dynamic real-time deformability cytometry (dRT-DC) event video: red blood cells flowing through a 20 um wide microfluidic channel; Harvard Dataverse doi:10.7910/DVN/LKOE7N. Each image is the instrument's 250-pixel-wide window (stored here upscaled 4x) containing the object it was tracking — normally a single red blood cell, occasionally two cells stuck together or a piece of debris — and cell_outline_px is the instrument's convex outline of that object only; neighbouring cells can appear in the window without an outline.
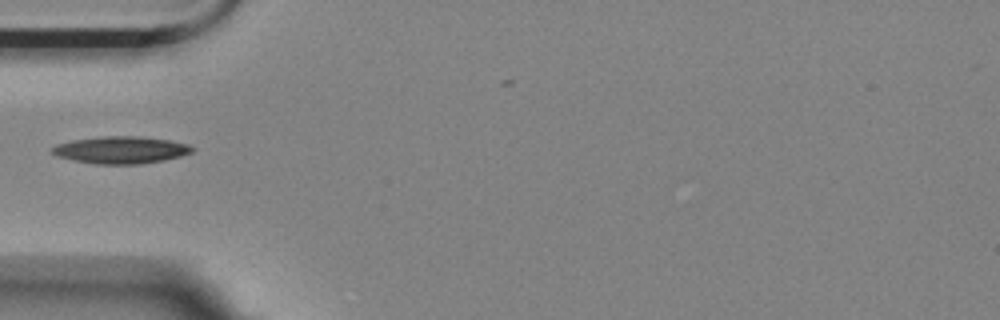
{"species": "Egyptian fruit bat (a non-hibernating species)", "species_latin": "Rousettus aegyptiacus", "temperature_condition": "room temperature", "stored_images_in_passage": 32, "camera_frame_rate_fps": 3000, "um_per_image_px": 0.085, "animal": {"sex": "female"}, "frame": {"image": 1, "passage_image": 1, "time_ms": 0.0, "image_size_px": [1000, 320], "cell_outline_px": [[196, 148], [192, 152], [180, 156], [164, 160], [140, 164], [96, 164], [72, 160], [56, 156], [52, 152], [52, 148], [56, 144], [72, 140], [100, 136], [136, 136], [168, 140], [188, 144]], "centroid_in_image_um": [10.26, 12.74], "position_along_channel_um": 74.7, "area_um2": 22.2}}
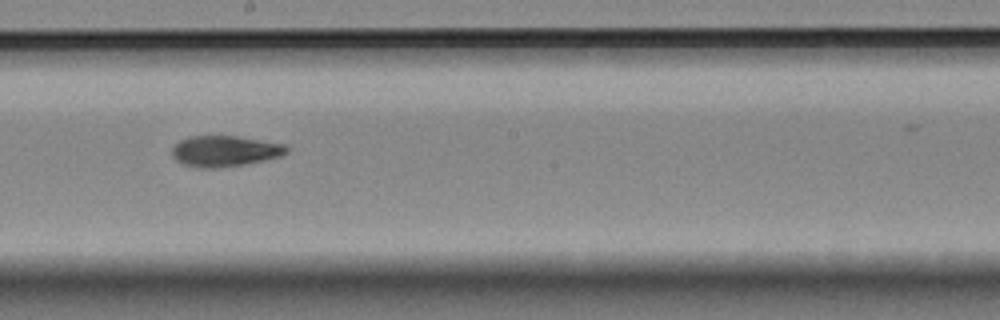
{"frame": {"image": 2, "passage_image": 14, "time_ms": 4.333, "image_size_px": [1000, 320], "cell_outline_px": [[288, 152], [280, 156], [264, 160], [244, 164], [216, 168], [200, 168], [184, 164], [176, 160], [172, 156], [172, 148], [180, 140], [188, 136], [236, 136], [284, 144], [288, 148]], "centroid_in_image_um": [19.09, 12.84], "position_along_channel_um": 229.1, "area_um2": 20.46}}
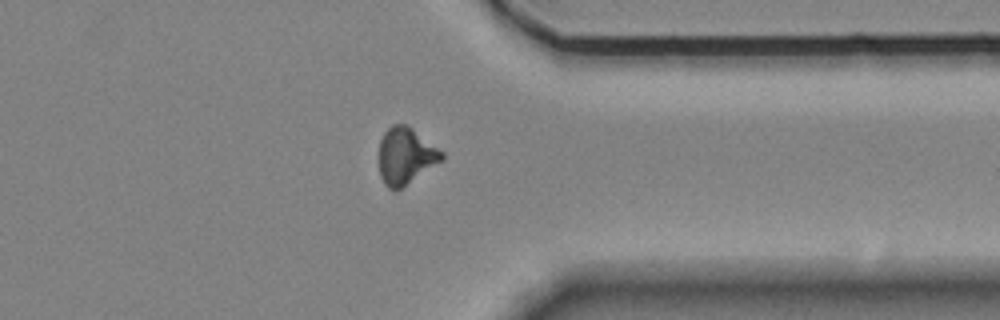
{"frame": {"image": 3, "passage_image": 27, "time_ms": 8.667, "image_size_px": [1000, 320], "cell_outline_px": [[444, 160], [400, 188], [388, 188], [384, 184], [380, 176], [380, 140], [384, 132], [392, 124], [408, 124], [444, 152]], "centroid_in_image_um": [34.5, 13.22], "position_along_channel_um": 376.9, "area_um2": 20.63}}